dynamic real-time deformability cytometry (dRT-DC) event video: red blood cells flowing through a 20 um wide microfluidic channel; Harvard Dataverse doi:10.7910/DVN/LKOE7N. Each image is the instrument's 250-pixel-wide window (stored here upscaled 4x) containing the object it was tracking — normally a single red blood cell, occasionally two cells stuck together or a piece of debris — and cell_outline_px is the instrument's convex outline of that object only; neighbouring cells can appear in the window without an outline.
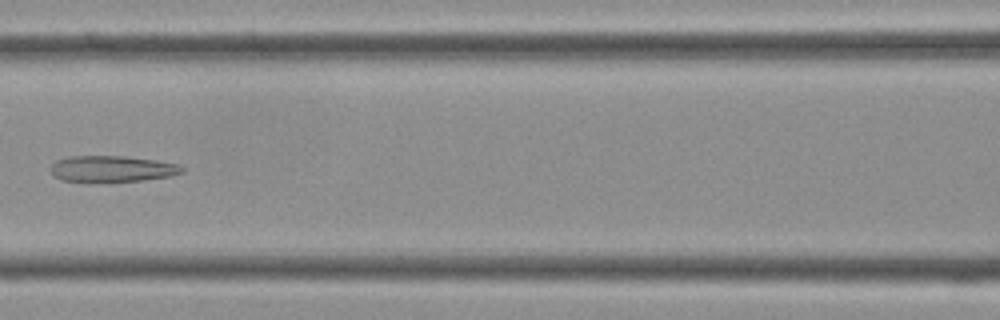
{"species": "Egyptian fruit bat (a non-hibernating species)", "species_latin": "Rousettus aegyptiacus", "temperature_condition": "cold", "stored_images_in_passage": 41, "camera_frame_rate_fps": 3000, "um_per_image_px": 0.085, "frame": {"image": 1, "passage_image": 18, "time_ms": 5.667, "image_size_px": [1000, 320], "cell_outline_px": [[184, 172], [172, 176], [144, 180], [88, 184], [60, 180], [48, 168], [56, 160], [72, 156], [124, 156], [156, 160], [180, 164], [184, 168]], "centroid_in_image_um": [9.51, 14.38], "position_along_channel_um": 157.1, "area_um2": 20.87}}
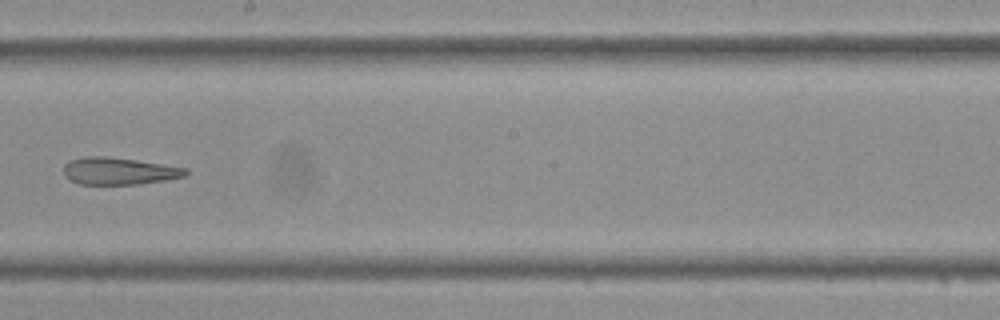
{"frame": {"image": 2, "passage_image": 23, "time_ms": 7.333, "image_size_px": [1000, 320], "cell_outline_px": [[188, 172], [184, 176], [164, 180], [140, 184], [80, 184], [68, 180], [64, 176], [64, 164], [68, 160], [84, 156], [108, 156], [136, 160], [188, 168]], "centroid_in_image_um": [10.06, 14.53], "position_along_channel_um": 238.1, "area_um2": 19.42}}
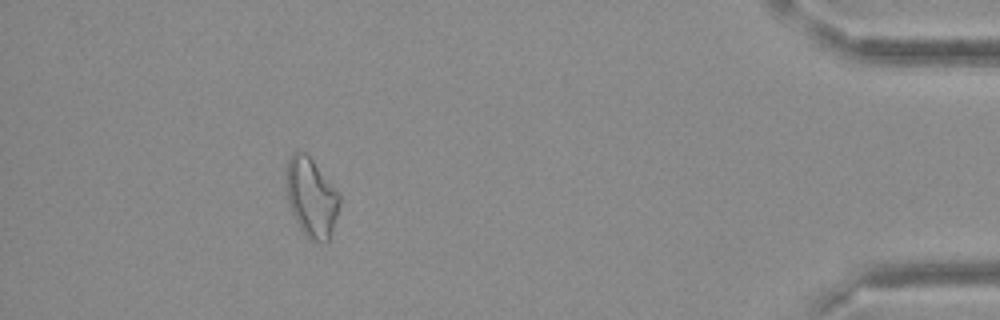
{"frame": {"image": 3, "passage_image": 37, "time_ms": 12.0, "image_size_px": [1000, 320], "cell_outline_px": [[340, 204], [328, 240], [324, 244], [312, 240], [300, 228], [292, 212], [288, 200], [288, 160], [296, 152], [304, 152], [312, 160], [340, 192]], "centroid_in_image_um": [26.51, 16.81], "position_along_channel_um": 408.7, "area_um2": 23.76}}